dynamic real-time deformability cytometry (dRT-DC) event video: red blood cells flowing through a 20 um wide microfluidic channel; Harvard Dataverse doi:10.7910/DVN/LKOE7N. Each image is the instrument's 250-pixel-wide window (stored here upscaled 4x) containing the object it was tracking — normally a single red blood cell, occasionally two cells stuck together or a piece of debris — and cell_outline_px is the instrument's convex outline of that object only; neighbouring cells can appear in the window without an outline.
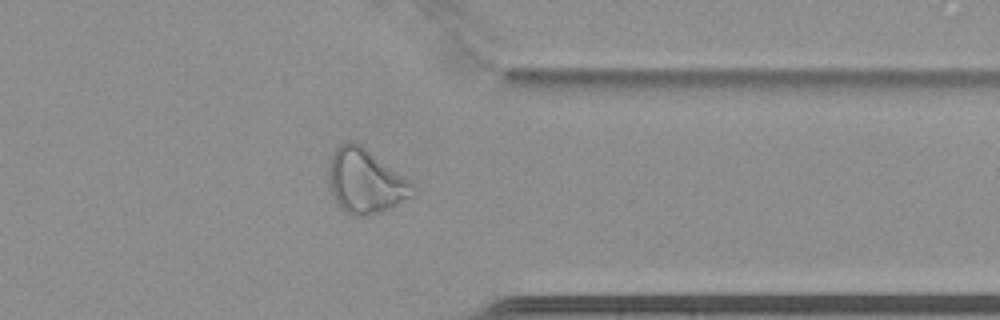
{"species": "common noctule bat (a hibernating species)", "species_latin": "Nyctalus noctula", "temperature_condition": "cold", "stored_images_in_passage": 43, "camera_frame_rate_fps": 3000, "um_per_image_px": 0.085, "animal": {"sex": "female", "body_mass_g": 22.7, "forearm_length_mm": 54.2}, "frame": {"image": 1, "passage_image": 31, "time_ms": 10.0, "image_size_px": [1000, 320], "cell_outline_px": [[420, 192], [416, 196], [376, 212], [364, 216], [352, 216], [344, 212], [340, 208], [328, 184], [328, 164], [336, 148], [340, 144], [348, 140], [356, 140], [416, 184]], "centroid_in_image_um": [31.1, 15.37], "position_along_channel_um": 380.3, "area_um2": 32.08}, "authors_computed_cell_mechanics": {"area_um2": 27.6862, "velocity_mm_per_s": 3.4518, "shape_relaxation_time_tau1_ms": null, "shape_relaxation_time_tau2_ms": 2.6931, "deformation_change_tau1": null, "deformation_change_tau2": 0.1097}}